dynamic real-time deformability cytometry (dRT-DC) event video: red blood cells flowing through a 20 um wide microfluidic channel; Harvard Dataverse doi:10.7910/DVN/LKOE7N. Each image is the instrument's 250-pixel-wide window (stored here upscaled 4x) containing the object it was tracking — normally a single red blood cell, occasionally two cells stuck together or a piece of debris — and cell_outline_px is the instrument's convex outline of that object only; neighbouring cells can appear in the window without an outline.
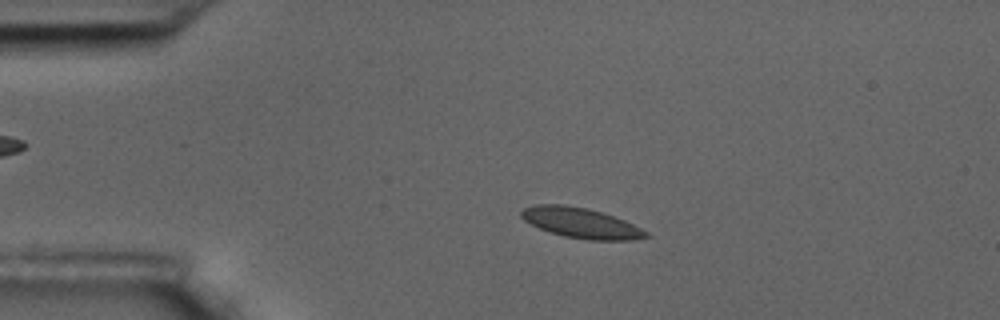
{"species": "common noctule bat (a hibernating species)", "species_latin": "Nyctalus noctula", "temperature_condition": "room temperature", "stored_images_in_passage": 56, "camera_frame_rate_fps": 3000, "um_per_image_px": 0.085, "animal": {"sex": "male", "body_mass_g": 17.5, "forearm_length_mm": 52.3}, "frame": {"image": 1, "passage_image": 12, "time_ms": 3.667, "image_size_px": [1000, 320], "cell_outline_px": [[652, 236], [632, 240], [588, 240], [564, 236], [540, 228], [524, 220], [520, 216], [520, 212], [524, 208], [536, 204], [564, 204], [588, 208], [624, 220], [648, 232]], "centroid_in_image_um": [49.39, 18.95], "position_along_channel_um": 35.6, "area_um2": 21.85}}
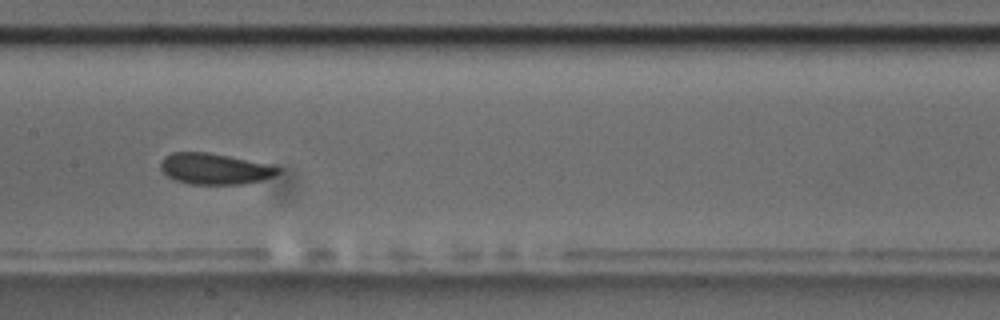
{"frame": {"image": 2, "passage_image": 29, "time_ms": 9.333, "image_size_px": [1000, 320], "cell_outline_px": [[280, 172], [272, 176], [260, 180], [244, 184], [188, 184], [176, 180], [168, 176], [160, 168], [160, 164], [164, 156], [172, 152], [208, 152], [228, 156], [264, 164], [280, 168]], "centroid_in_image_um": [18.18, 14.35], "position_along_channel_um": 189.2, "area_um2": 20.87}}
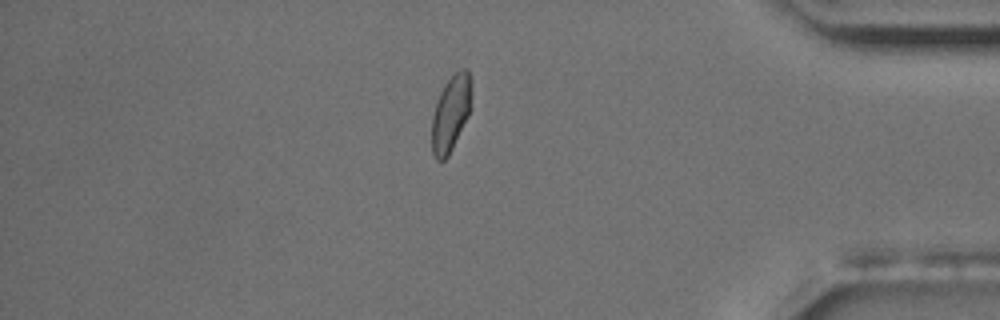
{"frame": {"image": 3, "passage_image": 47, "time_ms": 15.333, "image_size_px": [1000, 320], "cell_outline_px": [[472, 92], [468, 116], [448, 156], [444, 160], [436, 160], [432, 152], [432, 116], [440, 92], [444, 84], [460, 68], [468, 68], [472, 84]], "centroid_in_image_um": [38.33, 9.59], "position_along_channel_um": 396.9, "area_um2": 17.51}, "authors_computed_cell_mechanics": {"area_um2": 20.7502, "velocity_mm_per_s": 3.4235, "shape_relaxation_time_tau1_ms": 8.4873, "shape_relaxation_time_tau2_ms": null, "deformation_change_tau1": 0.2414, "deformation_change_tau2": null}}